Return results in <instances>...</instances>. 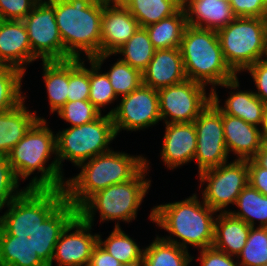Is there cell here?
Listing matches in <instances>:
<instances>
[{
    "label": "cell",
    "mask_w": 267,
    "mask_h": 266,
    "mask_svg": "<svg viewBox=\"0 0 267 266\" xmlns=\"http://www.w3.org/2000/svg\"><path fill=\"white\" fill-rule=\"evenodd\" d=\"M77 212L55 202H39L22 237L21 258L28 266H88L98 233Z\"/></svg>",
    "instance_id": "6da1fadb"
},
{
    "label": "cell",
    "mask_w": 267,
    "mask_h": 266,
    "mask_svg": "<svg viewBox=\"0 0 267 266\" xmlns=\"http://www.w3.org/2000/svg\"><path fill=\"white\" fill-rule=\"evenodd\" d=\"M52 155L51 164H47ZM7 159L18 181H25L32 174L40 173L30 178L25 187L38 202H55L62 194L66 178L57 160L56 134L46 119L38 120L29 129L12 148Z\"/></svg>",
    "instance_id": "7a4b0ae2"
},
{
    "label": "cell",
    "mask_w": 267,
    "mask_h": 266,
    "mask_svg": "<svg viewBox=\"0 0 267 266\" xmlns=\"http://www.w3.org/2000/svg\"><path fill=\"white\" fill-rule=\"evenodd\" d=\"M143 155H130L111 149L80 164V173L67 178L62 194L55 203L76 212L93 194L111 185L131 180L144 166Z\"/></svg>",
    "instance_id": "3957f363"
},
{
    "label": "cell",
    "mask_w": 267,
    "mask_h": 266,
    "mask_svg": "<svg viewBox=\"0 0 267 266\" xmlns=\"http://www.w3.org/2000/svg\"><path fill=\"white\" fill-rule=\"evenodd\" d=\"M217 213L195 192L184 200L154 206L149 220L170 234L164 240L187 251L189 245L202 250L213 245Z\"/></svg>",
    "instance_id": "277c9868"
},
{
    "label": "cell",
    "mask_w": 267,
    "mask_h": 266,
    "mask_svg": "<svg viewBox=\"0 0 267 266\" xmlns=\"http://www.w3.org/2000/svg\"><path fill=\"white\" fill-rule=\"evenodd\" d=\"M65 51L73 58L87 59L101 54V20L104 0H48ZM81 56V57H80Z\"/></svg>",
    "instance_id": "5b68a950"
},
{
    "label": "cell",
    "mask_w": 267,
    "mask_h": 266,
    "mask_svg": "<svg viewBox=\"0 0 267 266\" xmlns=\"http://www.w3.org/2000/svg\"><path fill=\"white\" fill-rule=\"evenodd\" d=\"M180 51L187 79L206 87L211 85V91H217L219 85L237 76L224 60L216 30L188 25Z\"/></svg>",
    "instance_id": "8992f818"
},
{
    "label": "cell",
    "mask_w": 267,
    "mask_h": 266,
    "mask_svg": "<svg viewBox=\"0 0 267 266\" xmlns=\"http://www.w3.org/2000/svg\"><path fill=\"white\" fill-rule=\"evenodd\" d=\"M148 161L146 157V165L131 180L96 192L76 212L92 226L97 211L100 223L115 220L114 227H121L120 221L130 223L135 220L152 182L146 178L150 166Z\"/></svg>",
    "instance_id": "52a82bcc"
},
{
    "label": "cell",
    "mask_w": 267,
    "mask_h": 266,
    "mask_svg": "<svg viewBox=\"0 0 267 266\" xmlns=\"http://www.w3.org/2000/svg\"><path fill=\"white\" fill-rule=\"evenodd\" d=\"M226 64L237 75L267 54V18L237 17L217 30Z\"/></svg>",
    "instance_id": "ba28073f"
},
{
    "label": "cell",
    "mask_w": 267,
    "mask_h": 266,
    "mask_svg": "<svg viewBox=\"0 0 267 266\" xmlns=\"http://www.w3.org/2000/svg\"><path fill=\"white\" fill-rule=\"evenodd\" d=\"M116 133L112 117L102 114L94 121L81 126L67 127L56 133L57 160L63 172L64 160L71 161L74 166L108 152Z\"/></svg>",
    "instance_id": "9c48e42d"
},
{
    "label": "cell",
    "mask_w": 267,
    "mask_h": 266,
    "mask_svg": "<svg viewBox=\"0 0 267 266\" xmlns=\"http://www.w3.org/2000/svg\"><path fill=\"white\" fill-rule=\"evenodd\" d=\"M199 188L204 186L202 200L214 211L227 213L229 205H235L240 192L248 182V160L229 161L198 174Z\"/></svg>",
    "instance_id": "30bf717a"
},
{
    "label": "cell",
    "mask_w": 267,
    "mask_h": 266,
    "mask_svg": "<svg viewBox=\"0 0 267 266\" xmlns=\"http://www.w3.org/2000/svg\"><path fill=\"white\" fill-rule=\"evenodd\" d=\"M205 88V85L187 79L158 89L159 113L163 123L194 122L212 101L211 90L206 93Z\"/></svg>",
    "instance_id": "8fae6325"
},
{
    "label": "cell",
    "mask_w": 267,
    "mask_h": 266,
    "mask_svg": "<svg viewBox=\"0 0 267 266\" xmlns=\"http://www.w3.org/2000/svg\"><path fill=\"white\" fill-rule=\"evenodd\" d=\"M22 21L27 29L32 53L41 61L73 59L64 49L54 6L48 0H39Z\"/></svg>",
    "instance_id": "7c38bea8"
},
{
    "label": "cell",
    "mask_w": 267,
    "mask_h": 266,
    "mask_svg": "<svg viewBox=\"0 0 267 266\" xmlns=\"http://www.w3.org/2000/svg\"><path fill=\"white\" fill-rule=\"evenodd\" d=\"M120 99V103L106 113L112 117L116 136L122 130H144L162 121L156 89L142 83Z\"/></svg>",
    "instance_id": "4fadbf2b"
},
{
    "label": "cell",
    "mask_w": 267,
    "mask_h": 266,
    "mask_svg": "<svg viewBox=\"0 0 267 266\" xmlns=\"http://www.w3.org/2000/svg\"><path fill=\"white\" fill-rule=\"evenodd\" d=\"M197 133L194 160L198 174L228 162L222 111L211 101L206 109L193 122Z\"/></svg>",
    "instance_id": "5bb4252c"
},
{
    "label": "cell",
    "mask_w": 267,
    "mask_h": 266,
    "mask_svg": "<svg viewBox=\"0 0 267 266\" xmlns=\"http://www.w3.org/2000/svg\"><path fill=\"white\" fill-rule=\"evenodd\" d=\"M19 185L7 157H0V211L7 207L1 216L23 237L39 202Z\"/></svg>",
    "instance_id": "9a60e30c"
},
{
    "label": "cell",
    "mask_w": 267,
    "mask_h": 266,
    "mask_svg": "<svg viewBox=\"0 0 267 266\" xmlns=\"http://www.w3.org/2000/svg\"><path fill=\"white\" fill-rule=\"evenodd\" d=\"M140 27L122 3H106L101 20V54H114Z\"/></svg>",
    "instance_id": "2e32d148"
},
{
    "label": "cell",
    "mask_w": 267,
    "mask_h": 266,
    "mask_svg": "<svg viewBox=\"0 0 267 266\" xmlns=\"http://www.w3.org/2000/svg\"><path fill=\"white\" fill-rule=\"evenodd\" d=\"M165 132L160 157L164 165L173 170L194 161L197 133L193 122L164 123Z\"/></svg>",
    "instance_id": "e0dca14e"
},
{
    "label": "cell",
    "mask_w": 267,
    "mask_h": 266,
    "mask_svg": "<svg viewBox=\"0 0 267 266\" xmlns=\"http://www.w3.org/2000/svg\"><path fill=\"white\" fill-rule=\"evenodd\" d=\"M0 60L24 74L27 65L39 60L31 50L27 29L22 20L0 19Z\"/></svg>",
    "instance_id": "ac0fdd59"
},
{
    "label": "cell",
    "mask_w": 267,
    "mask_h": 266,
    "mask_svg": "<svg viewBox=\"0 0 267 266\" xmlns=\"http://www.w3.org/2000/svg\"><path fill=\"white\" fill-rule=\"evenodd\" d=\"M187 80L180 48L156 49L142 71L143 84L161 89Z\"/></svg>",
    "instance_id": "d6986e66"
},
{
    "label": "cell",
    "mask_w": 267,
    "mask_h": 266,
    "mask_svg": "<svg viewBox=\"0 0 267 266\" xmlns=\"http://www.w3.org/2000/svg\"><path fill=\"white\" fill-rule=\"evenodd\" d=\"M222 88H228L230 91L228 98L224 101V106H220L219 95L216 90L211 91L212 102L225 114L241 118L248 124L260 127L263 119V103L255 94L254 91L240 90L238 76L221 85ZM236 90V91H235ZM238 90V91H237ZM235 91V92H234Z\"/></svg>",
    "instance_id": "ffe728a7"
},
{
    "label": "cell",
    "mask_w": 267,
    "mask_h": 266,
    "mask_svg": "<svg viewBox=\"0 0 267 266\" xmlns=\"http://www.w3.org/2000/svg\"><path fill=\"white\" fill-rule=\"evenodd\" d=\"M222 124L228 155L232 152L237 160L253 159L263 142L260 127L223 112Z\"/></svg>",
    "instance_id": "44dd1931"
},
{
    "label": "cell",
    "mask_w": 267,
    "mask_h": 266,
    "mask_svg": "<svg viewBox=\"0 0 267 266\" xmlns=\"http://www.w3.org/2000/svg\"><path fill=\"white\" fill-rule=\"evenodd\" d=\"M38 120L45 118L37 116L36 110L29 111L25 99L17 107L0 112V157H7Z\"/></svg>",
    "instance_id": "7402d4cb"
},
{
    "label": "cell",
    "mask_w": 267,
    "mask_h": 266,
    "mask_svg": "<svg viewBox=\"0 0 267 266\" xmlns=\"http://www.w3.org/2000/svg\"><path fill=\"white\" fill-rule=\"evenodd\" d=\"M189 26L218 30L234 21L229 3L223 0H188L184 8Z\"/></svg>",
    "instance_id": "603a6c76"
},
{
    "label": "cell",
    "mask_w": 267,
    "mask_h": 266,
    "mask_svg": "<svg viewBox=\"0 0 267 266\" xmlns=\"http://www.w3.org/2000/svg\"><path fill=\"white\" fill-rule=\"evenodd\" d=\"M251 226L229 212L218 213L215 220L213 247L237 257L246 245Z\"/></svg>",
    "instance_id": "cb8c5ba5"
},
{
    "label": "cell",
    "mask_w": 267,
    "mask_h": 266,
    "mask_svg": "<svg viewBox=\"0 0 267 266\" xmlns=\"http://www.w3.org/2000/svg\"><path fill=\"white\" fill-rule=\"evenodd\" d=\"M42 75L45 83L51 114L57 112L66 102L69 86V60L42 61Z\"/></svg>",
    "instance_id": "d4e9b609"
},
{
    "label": "cell",
    "mask_w": 267,
    "mask_h": 266,
    "mask_svg": "<svg viewBox=\"0 0 267 266\" xmlns=\"http://www.w3.org/2000/svg\"><path fill=\"white\" fill-rule=\"evenodd\" d=\"M186 13L180 9L171 17L145 27L155 49L180 48L186 27Z\"/></svg>",
    "instance_id": "484cf974"
},
{
    "label": "cell",
    "mask_w": 267,
    "mask_h": 266,
    "mask_svg": "<svg viewBox=\"0 0 267 266\" xmlns=\"http://www.w3.org/2000/svg\"><path fill=\"white\" fill-rule=\"evenodd\" d=\"M235 206L240 210L228 209L233 217L243 220L251 227H255V221L259 222L258 227H267V196L249 183L238 195Z\"/></svg>",
    "instance_id": "4316f807"
},
{
    "label": "cell",
    "mask_w": 267,
    "mask_h": 266,
    "mask_svg": "<svg viewBox=\"0 0 267 266\" xmlns=\"http://www.w3.org/2000/svg\"><path fill=\"white\" fill-rule=\"evenodd\" d=\"M152 241L143 252L147 266H189L194 258L187 250L159 235Z\"/></svg>",
    "instance_id": "83f0119b"
},
{
    "label": "cell",
    "mask_w": 267,
    "mask_h": 266,
    "mask_svg": "<svg viewBox=\"0 0 267 266\" xmlns=\"http://www.w3.org/2000/svg\"><path fill=\"white\" fill-rule=\"evenodd\" d=\"M112 55L113 54H99L92 59H87L90 64V95L88 100L95 105L101 114L102 111L106 112L102 110L103 107L105 108L106 105H111V103H114L118 98L113 90L109 77L105 72L102 73V71H100L104 61Z\"/></svg>",
    "instance_id": "f1b7e54d"
},
{
    "label": "cell",
    "mask_w": 267,
    "mask_h": 266,
    "mask_svg": "<svg viewBox=\"0 0 267 266\" xmlns=\"http://www.w3.org/2000/svg\"><path fill=\"white\" fill-rule=\"evenodd\" d=\"M122 4L137 19L140 27L171 17L181 9L172 0H123Z\"/></svg>",
    "instance_id": "f546056e"
},
{
    "label": "cell",
    "mask_w": 267,
    "mask_h": 266,
    "mask_svg": "<svg viewBox=\"0 0 267 266\" xmlns=\"http://www.w3.org/2000/svg\"><path fill=\"white\" fill-rule=\"evenodd\" d=\"M155 50L145 27H139L113 55H122V61L142 72L153 58Z\"/></svg>",
    "instance_id": "4dcf8cb0"
},
{
    "label": "cell",
    "mask_w": 267,
    "mask_h": 266,
    "mask_svg": "<svg viewBox=\"0 0 267 266\" xmlns=\"http://www.w3.org/2000/svg\"><path fill=\"white\" fill-rule=\"evenodd\" d=\"M121 227H114L109 236L102 240L98 234V243L114 256L121 264L134 262L143 257L144 249L137 244Z\"/></svg>",
    "instance_id": "1f68e13d"
},
{
    "label": "cell",
    "mask_w": 267,
    "mask_h": 266,
    "mask_svg": "<svg viewBox=\"0 0 267 266\" xmlns=\"http://www.w3.org/2000/svg\"><path fill=\"white\" fill-rule=\"evenodd\" d=\"M24 73L14 67L6 66L0 72V112L17 107L26 95L22 94Z\"/></svg>",
    "instance_id": "d6a6232c"
},
{
    "label": "cell",
    "mask_w": 267,
    "mask_h": 266,
    "mask_svg": "<svg viewBox=\"0 0 267 266\" xmlns=\"http://www.w3.org/2000/svg\"><path fill=\"white\" fill-rule=\"evenodd\" d=\"M237 260L240 266H267V227H251Z\"/></svg>",
    "instance_id": "836d02e7"
},
{
    "label": "cell",
    "mask_w": 267,
    "mask_h": 266,
    "mask_svg": "<svg viewBox=\"0 0 267 266\" xmlns=\"http://www.w3.org/2000/svg\"><path fill=\"white\" fill-rule=\"evenodd\" d=\"M111 66L108 72H105L109 77L110 83L116 96H125L136 90L142 82V72L139 69L131 67L120 57Z\"/></svg>",
    "instance_id": "e575fe53"
},
{
    "label": "cell",
    "mask_w": 267,
    "mask_h": 266,
    "mask_svg": "<svg viewBox=\"0 0 267 266\" xmlns=\"http://www.w3.org/2000/svg\"><path fill=\"white\" fill-rule=\"evenodd\" d=\"M83 59H69V86L67 102L88 100L90 95L89 68Z\"/></svg>",
    "instance_id": "d590c367"
},
{
    "label": "cell",
    "mask_w": 267,
    "mask_h": 266,
    "mask_svg": "<svg viewBox=\"0 0 267 266\" xmlns=\"http://www.w3.org/2000/svg\"><path fill=\"white\" fill-rule=\"evenodd\" d=\"M57 114L69 125L71 124V127L90 123L102 115L89 100L66 102Z\"/></svg>",
    "instance_id": "8d00e7d4"
},
{
    "label": "cell",
    "mask_w": 267,
    "mask_h": 266,
    "mask_svg": "<svg viewBox=\"0 0 267 266\" xmlns=\"http://www.w3.org/2000/svg\"><path fill=\"white\" fill-rule=\"evenodd\" d=\"M22 255V236L0 215V262Z\"/></svg>",
    "instance_id": "74e56055"
},
{
    "label": "cell",
    "mask_w": 267,
    "mask_h": 266,
    "mask_svg": "<svg viewBox=\"0 0 267 266\" xmlns=\"http://www.w3.org/2000/svg\"><path fill=\"white\" fill-rule=\"evenodd\" d=\"M39 0H0V19L23 20Z\"/></svg>",
    "instance_id": "f35d334b"
},
{
    "label": "cell",
    "mask_w": 267,
    "mask_h": 266,
    "mask_svg": "<svg viewBox=\"0 0 267 266\" xmlns=\"http://www.w3.org/2000/svg\"><path fill=\"white\" fill-rule=\"evenodd\" d=\"M230 5L237 17L267 18V0H232Z\"/></svg>",
    "instance_id": "ab89813d"
},
{
    "label": "cell",
    "mask_w": 267,
    "mask_h": 266,
    "mask_svg": "<svg viewBox=\"0 0 267 266\" xmlns=\"http://www.w3.org/2000/svg\"><path fill=\"white\" fill-rule=\"evenodd\" d=\"M244 72L250 73L256 91L254 94L265 104H267V59L259 60Z\"/></svg>",
    "instance_id": "60d3db41"
},
{
    "label": "cell",
    "mask_w": 267,
    "mask_h": 266,
    "mask_svg": "<svg viewBox=\"0 0 267 266\" xmlns=\"http://www.w3.org/2000/svg\"><path fill=\"white\" fill-rule=\"evenodd\" d=\"M198 251L200 255L197 260L200 261L201 266H240L237 257L234 258L213 246Z\"/></svg>",
    "instance_id": "b9f144b4"
},
{
    "label": "cell",
    "mask_w": 267,
    "mask_h": 266,
    "mask_svg": "<svg viewBox=\"0 0 267 266\" xmlns=\"http://www.w3.org/2000/svg\"><path fill=\"white\" fill-rule=\"evenodd\" d=\"M248 182L267 196V169L261 167L254 159L248 160Z\"/></svg>",
    "instance_id": "7bdbcfd3"
},
{
    "label": "cell",
    "mask_w": 267,
    "mask_h": 266,
    "mask_svg": "<svg viewBox=\"0 0 267 266\" xmlns=\"http://www.w3.org/2000/svg\"><path fill=\"white\" fill-rule=\"evenodd\" d=\"M122 264L99 243L92 250L88 266H121Z\"/></svg>",
    "instance_id": "ee69618b"
},
{
    "label": "cell",
    "mask_w": 267,
    "mask_h": 266,
    "mask_svg": "<svg viewBox=\"0 0 267 266\" xmlns=\"http://www.w3.org/2000/svg\"><path fill=\"white\" fill-rule=\"evenodd\" d=\"M261 167L267 169V141L262 142L260 150L253 158Z\"/></svg>",
    "instance_id": "f6af8a7d"
},
{
    "label": "cell",
    "mask_w": 267,
    "mask_h": 266,
    "mask_svg": "<svg viewBox=\"0 0 267 266\" xmlns=\"http://www.w3.org/2000/svg\"><path fill=\"white\" fill-rule=\"evenodd\" d=\"M263 141H267V104L264 105L263 119L260 126Z\"/></svg>",
    "instance_id": "bcb514c9"
},
{
    "label": "cell",
    "mask_w": 267,
    "mask_h": 266,
    "mask_svg": "<svg viewBox=\"0 0 267 266\" xmlns=\"http://www.w3.org/2000/svg\"><path fill=\"white\" fill-rule=\"evenodd\" d=\"M121 266H147L144 257L130 263H124Z\"/></svg>",
    "instance_id": "7dc6e473"
},
{
    "label": "cell",
    "mask_w": 267,
    "mask_h": 266,
    "mask_svg": "<svg viewBox=\"0 0 267 266\" xmlns=\"http://www.w3.org/2000/svg\"><path fill=\"white\" fill-rule=\"evenodd\" d=\"M174 3H176L181 9H184L186 7L188 0H172Z\"/></svg>",
    "instance_id": "c3c4849f"
},
{
    "label": "cell",
    "mask_w": 267,
    "mask_h": 266,
    "mask_svg": "<svg viewBox=\"0 0 267 266\" xmlns=\"http://www.w3.org/2000/svg\"><path fill=\"white\" fill-rule=\"evenodd\" d=\"M106 3H122L123 0H104Z\"/></svg>",
    "instance_id": "681fc988"
},
{
    "label": "cell",
    "mask_w": 267,
    "mask_h": 266,
    "mask_svg": "<svg viewBox=\"0 0 267 266\" xmlns=\"http://www.w3.org/2000/svg\"><path fill=\"white\" fill-rule=\"evenodd\" d=\"M6 67V65L0 60V72Z\"/></svg>",
    "instance_id": "f907efd6"
},
{
    "label": "cell",
    "mask_w": 267,
    "mask_h": 266,
    "mask_svg": "<svg viewBox=\"0 0 267 266\" xmlns=\"http://www.w3.org/2000/svg\"><path fill=\"white\" fill-rule=\"evenodd\" d=\"M226 1L227 3L231 4L232 0H223Z\"/></svg>",
    "instance_id": "816d5d0a"
}]
</instances>
